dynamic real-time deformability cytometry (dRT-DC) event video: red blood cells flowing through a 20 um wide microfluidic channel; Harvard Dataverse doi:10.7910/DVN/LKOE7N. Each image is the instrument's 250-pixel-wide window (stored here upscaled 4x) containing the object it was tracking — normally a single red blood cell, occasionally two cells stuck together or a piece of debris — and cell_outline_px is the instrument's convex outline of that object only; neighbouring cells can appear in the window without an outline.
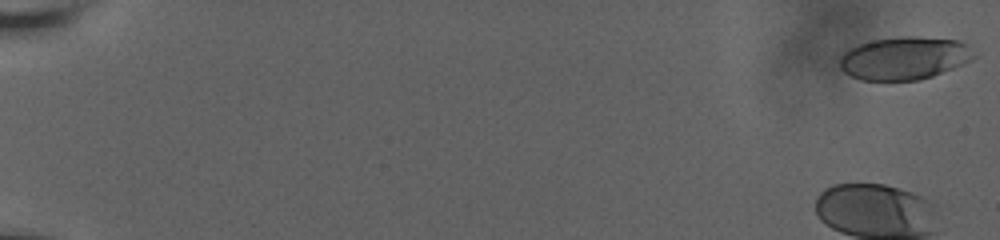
{"species": "human", "species_latin": "Homo sapiens", "temperature_condition": "room temperature", "stored_images_in_passage": 49, "camera_frame_rate_fps": 3000, "um_per_image_px": 0.085, "donor": {"sex": "male"}, "frame": {"image": 1, "passage_image": 1, "time_ms": 0.0, "image_size_px": [1000, 240], "cell_outline_px": [[976, 56], [972, 60], [932, 76], [920, 80], [860, 80], [844, 72], [840, 68], [840, 56], [844, 52], [860, 44], [872, 40], [900, 36], [912, 36], [960, 40], [968, 44]], "centroid_in_image_um": [76.88, 4.94], "position_along_channel_um": 8.1, "area_um2": 33.52}}